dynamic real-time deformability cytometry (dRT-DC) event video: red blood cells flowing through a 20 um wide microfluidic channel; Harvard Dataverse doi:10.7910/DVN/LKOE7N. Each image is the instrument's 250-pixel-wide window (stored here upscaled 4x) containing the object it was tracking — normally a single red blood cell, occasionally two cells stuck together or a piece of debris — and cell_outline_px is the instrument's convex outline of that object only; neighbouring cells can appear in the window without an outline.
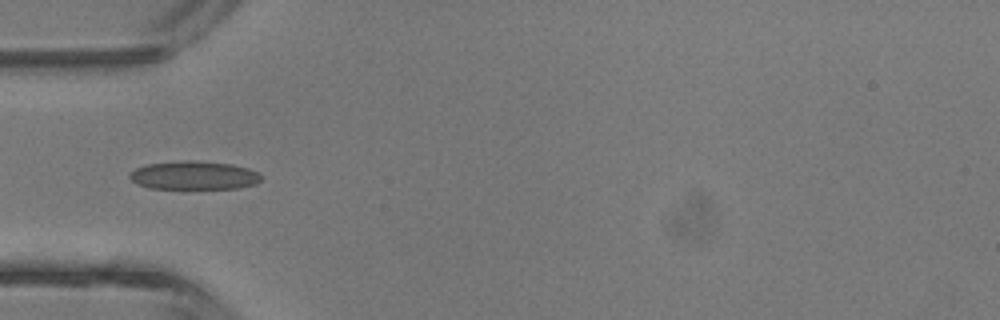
{"species": "common noctule bat (a hibernating species)", "species_latin": "Nyctalus noctula", "temperature_condition": "room temperature", "stored_images_in_passage": 2, "camera_frame_rate_fps": 3000, "um_per_image_px": 0.085, "animal": {"sex": "male", "body_mass_g": 13.3}, "frame": {"image": 1, "passage_image": 1, "time_ms": 0.0, "image_size_px": [1000, 320], "cell_outline_px": [[260, 180], [256, 184], [236, 188], [148, 188], [136, 184], [128, 176], [136, 168], [148, 164], [184, 160], [192, 160], [232, 164], [248, 168], [256, 172], [260, 176]], "centroid_in_image_um": [16.46, 14.9], "position_along_channel_um": 68.5, "area_um2": 21.62}}
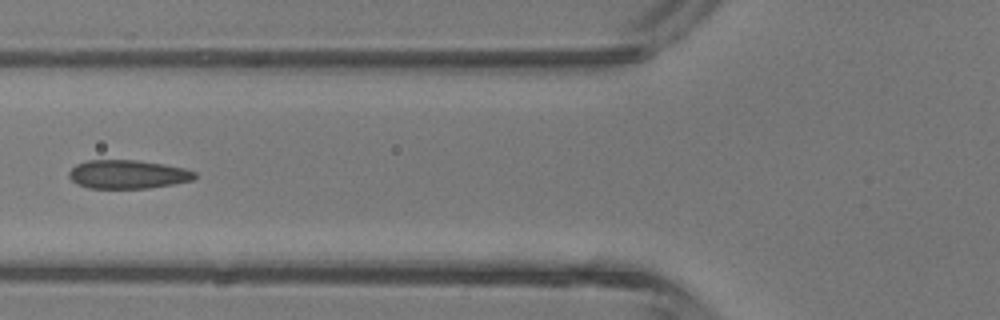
{"frame": {"image": 2, "passage_image": 2, "time_ms": 1.0, "image_size_px": [1000, 320], "cell_outline_px": [[196, 176], [192, 180], [172, 184], [148, 188], [88, 188], [76, 184], [68, 176], [68, 172], [76, 164], [88, 160], [136, 160], [164, 164], [184, 168], [196, 172]], "centroid_in_image_um": [10.83, 14.81], "position_along_channel_um": 115.0, "area_um2": 20.98}}